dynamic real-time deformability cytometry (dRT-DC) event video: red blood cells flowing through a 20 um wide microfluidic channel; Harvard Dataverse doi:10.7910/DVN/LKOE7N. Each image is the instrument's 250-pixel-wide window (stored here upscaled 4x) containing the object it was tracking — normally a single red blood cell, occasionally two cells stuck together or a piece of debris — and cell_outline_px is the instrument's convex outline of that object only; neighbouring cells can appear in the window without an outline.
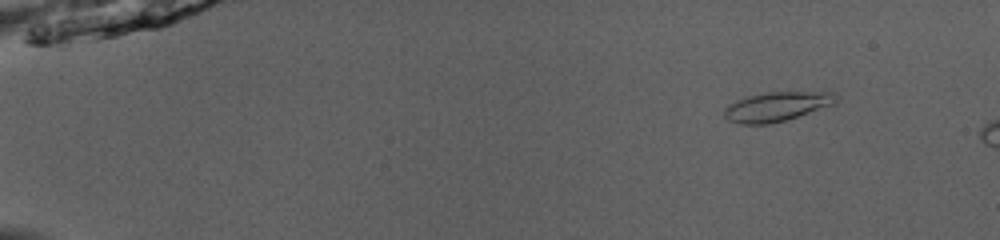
{"species": "common noctule bat (a hibernating species)", "species_latin": "Nyctalus noctula", "temperature_condition": "room temperature", "stored_images_in_passage": 12, "camera_frame_rate_fps": 3000, "um_per_image_px": 0.085, "animal": {"sex": "male", "body_mass_g": 13.0, "forearm_length_mm": 53.1}, "frame": {"image": 1, "passage_image": 7, "time_ms": 2.0, "image_size_px": [1000, 240], "cell_outline_px": [[840, 96], [836, 104], [788, 120], [768, 124], [740, 124], [728, 120], [724, 116], [724, 108], [736, 100], [748, 96], [768, 92], [832, 88]], "centroid_in_image_um": [66.23, 8.99], "position_along_channel_um": 18.8, "area_um2": 20.4}}